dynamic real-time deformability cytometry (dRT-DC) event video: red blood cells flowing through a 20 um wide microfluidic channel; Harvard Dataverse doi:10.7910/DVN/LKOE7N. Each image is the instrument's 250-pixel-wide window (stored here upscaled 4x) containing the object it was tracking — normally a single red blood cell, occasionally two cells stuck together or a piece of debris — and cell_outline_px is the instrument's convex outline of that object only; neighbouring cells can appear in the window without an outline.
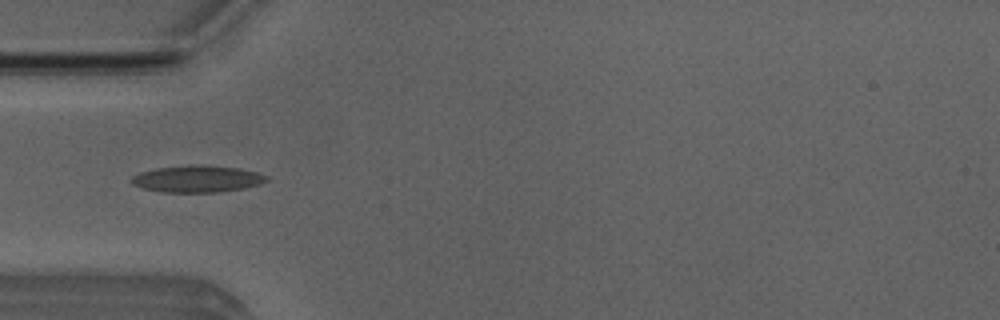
{"species": "Egyptian fruit bat (a non-hibernating species)", "species_latin": "Rousettus aegyptiacus", "temperature_condition": "room temperature", "stored_images_in_passage": 34, "camera_frame_rate_fps": 3000, "um_per_image_px": 0.085, "animal": {"sex": "male"}, "frame": {"image": 1, "passage_image": 3, "time_ms": 0.667, "image_size_px": [1000, 320], "cell_outline_px": [[268, 180], [260, 184], [244, 188], [220, 192], [160, 192], [144, 188], [132, 184], [128, 180], [132, 176], [140, 172], [156, 168], [192, 164], [200, 164], [240, 168], [256, 172], [268, 176]], "centroid_in_image_um": [16.75, 15.2], "position_along_channel_um": 68.3, "area_um2": 21.33}}
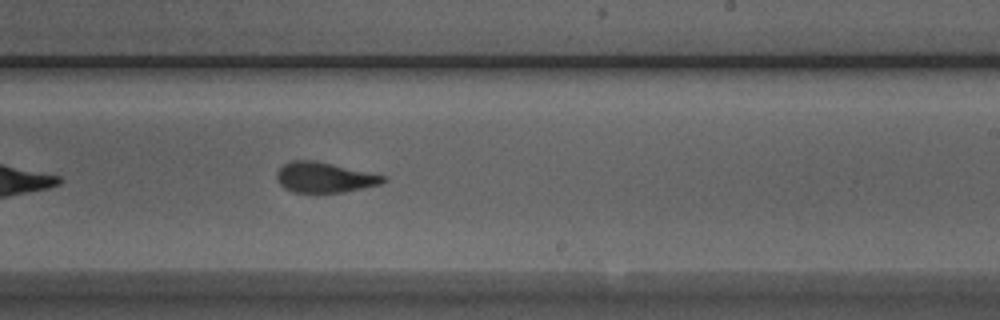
{"frame": {"image": 2, "passage_image": 18, "time_ms": 5.667, "image_size_px": [1000, 320], "cell_outline_px": [[388, 180], [380, 184], [344, 192], [292, 192], [284, 188], [280, 184], [276, 176], [276, 172], [284, 164], [292, 160], [312, 160], [388, 176]], "centroid_in_image_um": [27.58, 15.08], "position_along_channel_um": 261.4, "area_um2": 18.67}}
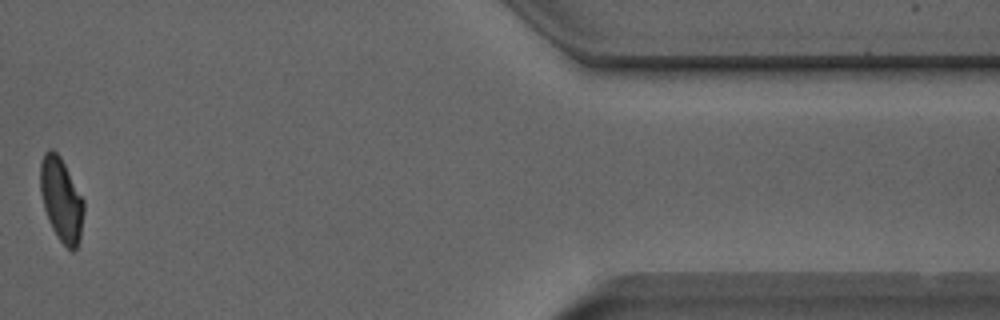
{"frame": {"image": 3, "passage_image": 30, "time_ms": 9.667, "image_size_px": [1000, 320], "cell_outline_px": [[84, 212], [80, 240], [76, 248], [72, 252], [60, 240], [52, 228], [48, 220], [44, 208], [40, 192], [40, 164], [44, 152], [48, 148], [52, 148], [60, 156], [84, 200]], "centroid_in_image_um": [5.21, 16.96], "position_along_channel_um": 406.2, "area_um2": 21.27}, "authors_computed_cell_mechanics": {"area_um2": 19.3341, "velocity_mm_per_s": 3.855, "shape_relaxation_time_tau1_ms": 4.2777, "shape_relaxation_time_tau2_ms": 1.4899, "deformation_change_tau1": 0.1775, "deformation_change_tau2": 0.0948}}